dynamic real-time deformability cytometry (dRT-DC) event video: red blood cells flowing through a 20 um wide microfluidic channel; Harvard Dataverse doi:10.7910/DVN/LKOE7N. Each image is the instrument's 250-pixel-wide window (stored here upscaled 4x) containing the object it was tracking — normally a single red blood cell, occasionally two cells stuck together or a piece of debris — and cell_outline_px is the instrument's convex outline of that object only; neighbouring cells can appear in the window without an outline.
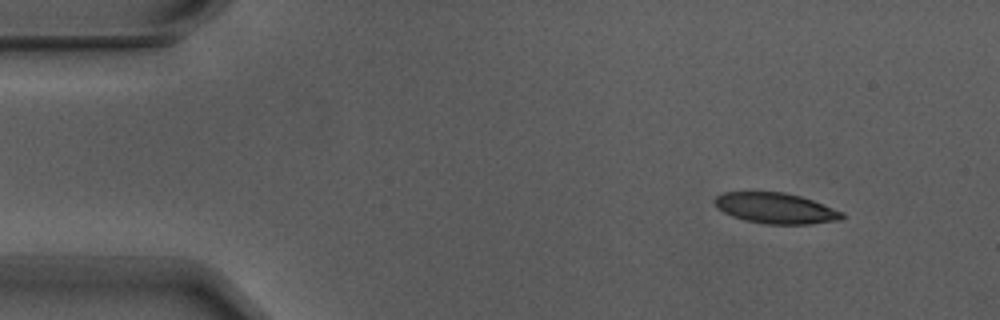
{"species": "Egyptian fruit bat (a non-hibernating species)", "species_latin": "Rousettus aegyptiacus", "temperature_condition": "warm", "stored_images_in_passage": 4, "camera_frame_rate_fps": 3000, "um_per_image_px": 0.085, "animal": {"sex": "male"}, "frame": {"image": 1, "passage_image": 1, "time_ms": 0.0, "image_size_px": [1000, 320], "cell_outline_px": [[844, 216], [840, 220], [808, 224], [764, 224], [744, 220], [732, 216], [716, 208], [712, 200], [716, 196], [724, 192], [784, 192], [800, 196], [812, 200], [844, 212]], "centroid_in_image_um": [65.9, 17.7], "position_along_channel_um": 19.1, "area_um2": 22.83}}
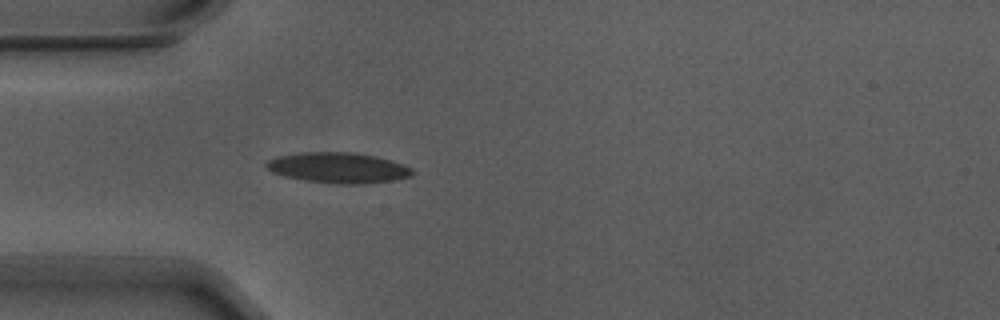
{"frame": {"image": 2, "passage_image": 4, "time_ms": 1.0, "image_size_px": [1000, 320], "cell_outline_px": [[416, 172], [412, 176], [396, 180], [364, 184], [336, 184], [304, 180], [284, 176], [272, 172], [264, 164], [268, 160], [280, 156], [300, 152], [356, 152], [376, 156], [404, 164], [412, 168]], "centroid_in_image_um": [28.81, 14.26], "position_along_channel_um": 56.2, "area_um2": 26.24}}